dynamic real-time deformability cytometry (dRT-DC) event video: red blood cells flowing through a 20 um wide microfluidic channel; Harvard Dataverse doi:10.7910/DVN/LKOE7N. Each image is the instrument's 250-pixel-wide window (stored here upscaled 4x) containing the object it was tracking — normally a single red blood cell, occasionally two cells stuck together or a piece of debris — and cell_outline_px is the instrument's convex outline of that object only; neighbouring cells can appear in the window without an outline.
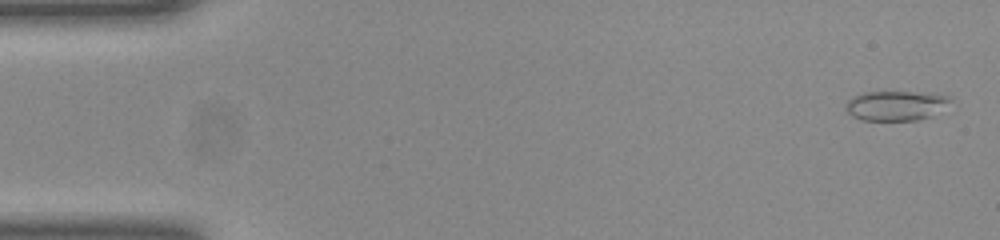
{"species": "common noctule bat (a hibernating species)", "species_latin": "Nyctalus noctula", "temperature_condition": "room temperature", "stored_images_in_passage": 50, "camera_frame_rate_fps": 3000, "um_per_image_px": 0.085, "animal": {"sex": "female", "body_mass_g": 23.0, "forearm_length_mm": 53.4}, "frame": {"image": 1, "passage_image": 2, "time_ms": 0.333, "image_size_px": [1000, 240], "cell_outline_px": [[948, 100], [928, 116], [916, 120], [864, 120], [852, 116], [848, 112], [848, 104], [856, 96], [868, 92], [908, 92], [940, 96]], "centroid_in_image_um": [76.0, 9.0], "position_along_channel_um": 9.0, "area_um2": 16.53}}
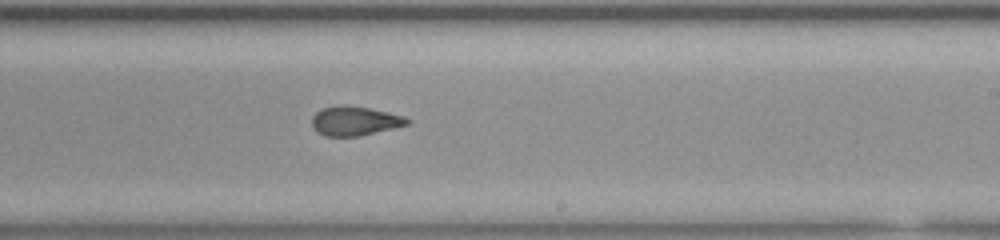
{"frame": {"image": 2, "passage_image": 30, "time_ms": 9.667, "image_size_px": [1000, 240], "cell_outline_px": [[412, 124], [360, 136], [324, 136], [312, 124], [312, 116], [316, 112], [324, 108], [340, 104], [348, 104], [388, 112], [404, 116], [412, 120]], "centroid_in_image_um": [30.22, 10.27], "position_along_channel_um": 258.8, "area_um2": 16.36}}
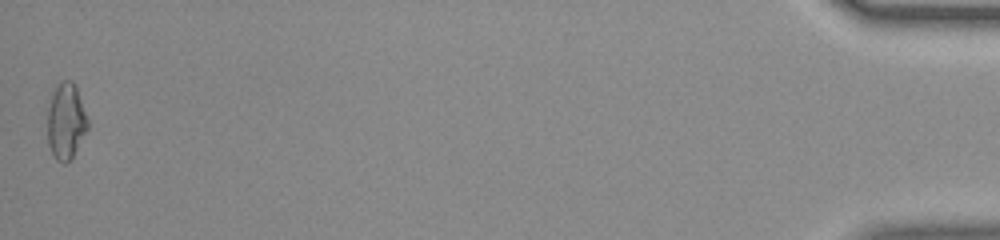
{"frame": {"image": 3, "passage_image": 50, "time_ms": 16.333, "image_size_px": [1000, 240], "cell_outline_px": [[88, 128], [72, 156], [64, 164], [56, 160], [48, 144], [48, 108], [52, 96], [56, 88], [64, 80], [72, 80], [76, 88], [88, 120]], "centroid_in_image_um": [5.6, 10.33], "position_along_channel_um": 429.6, "area_um2": 17.28}, "authors_computed_cell_mechanics": {"area_um2": 16.5886, "velocity_mm_per_s": 4.0648, "shape_relaxation_time_tau1_ms": 4.0778, "shape_relaxation_time_tau2_ms": 1.814, "deformation_change_tau1": 0.1392, "deformation_change_tau2": 0.0779}}